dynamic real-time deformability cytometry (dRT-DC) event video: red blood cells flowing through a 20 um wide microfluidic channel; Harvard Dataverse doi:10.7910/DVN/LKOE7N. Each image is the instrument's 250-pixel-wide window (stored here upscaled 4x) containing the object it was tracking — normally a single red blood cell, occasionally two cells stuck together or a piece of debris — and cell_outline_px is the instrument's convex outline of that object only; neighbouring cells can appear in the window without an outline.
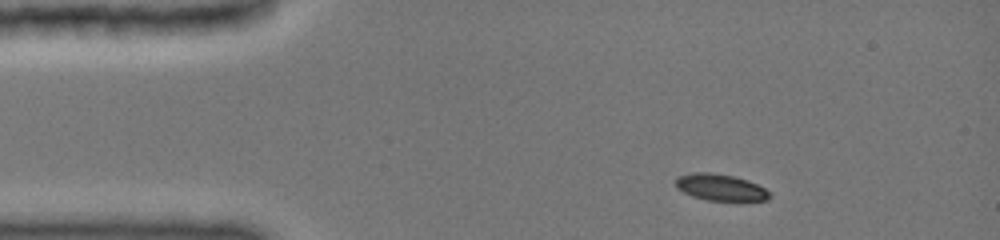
{"species": "common noctule bat (a hibernating species)", "species_latin": "Nyctalus noctula", "temperature_condition": "cold", "stored_images_in_passage": 3, "camera_frame_rate_fps": 3000, "um_per_image_px": 0.085, "animal": {"sex": "female", "body_mass_g": 19.0, "forearm_length_mm": 51.5}, "frame": {"image": 1, "passage_image": 1, "time_ms": 0.0, "image_size_px": [1000, 240], "cell_outline_px": [[772, 196], [768, 200], [708, 200], [692, 196], [676, 188], [676, 176], [692, 172], [712, 172], [732, 176], [748, 180], [764, 188]], "centroid_in_image_um": [61.2, 15.91], "position_along_channel_um": 23.8, "area_um2": 14.45}}